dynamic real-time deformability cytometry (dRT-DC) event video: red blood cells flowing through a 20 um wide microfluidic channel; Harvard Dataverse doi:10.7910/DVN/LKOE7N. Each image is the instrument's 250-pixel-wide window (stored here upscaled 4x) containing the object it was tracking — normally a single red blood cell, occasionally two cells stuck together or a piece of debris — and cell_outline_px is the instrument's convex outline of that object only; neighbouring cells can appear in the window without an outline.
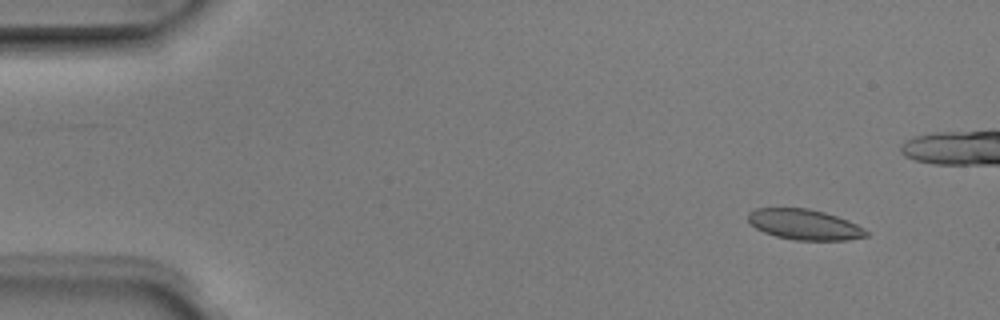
{"species": "Egyptian fruit bat (a non-hibernating species)", "species_latin": "Rousettus aegyptiacus", "temperature_condition": "room temperature", "stored_images_in_passage": 6, "camera_frame_rate_fps": 3000, "um_per_image_px": 0.085, "animal": {"sex": "male"}, "frame": {"image": 1, "passage_image": 2, "time_ms": 0.333, "image_size_px": [1000, 320], "cell_outline_px": [[868, 236], [848, 240], [796, 240], [776, 236], [764, 232], [756, 228], [748, 220], [748, 212], [756, 208], [808, 208], [824, 212], [848, 220], [864, 228], [868, 232]], "centroid_in_image_um": [68.39, 19.08], "position_along_channel_um": 16.6, "area_um2": 20.92}}